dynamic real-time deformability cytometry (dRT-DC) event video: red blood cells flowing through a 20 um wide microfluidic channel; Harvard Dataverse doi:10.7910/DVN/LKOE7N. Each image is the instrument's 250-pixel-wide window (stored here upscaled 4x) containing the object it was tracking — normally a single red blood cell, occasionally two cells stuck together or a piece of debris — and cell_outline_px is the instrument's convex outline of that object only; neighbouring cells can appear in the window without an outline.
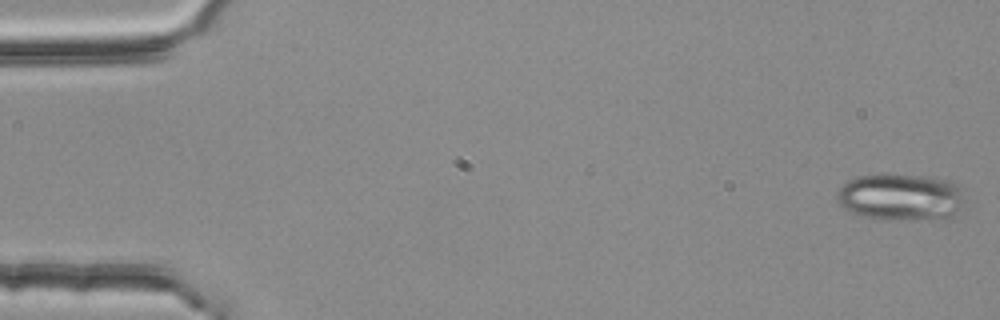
{"species": "common noctule bat (a hibernating species)", "species_latin": "Nyctalus noctula", "temperature_condition": "room temperature", "stored_images_in_passage": 4, "camera_frame_rate_fps": 3000, "um_per_image_px": 0.085, "animal": {"sex": "female", "body_mass_g": 25.1}, "frame": {"image": 1, "passage_image": 1, "time_ms": 0.0, "image_size_px": [1000, 320], "cell_outline_px": [[968, 204], [952, 216], [904, 220], [880, 220], [860, 216], [844, 208], [836, 200], [836, 192], [848, 180], [860, 176], [928, 176], [952, 180], [960, 188]], "centroid_in_image_um": [76.6, 16.78], "position_along_channel_um": 8.4, "area_um2": 34.97}}